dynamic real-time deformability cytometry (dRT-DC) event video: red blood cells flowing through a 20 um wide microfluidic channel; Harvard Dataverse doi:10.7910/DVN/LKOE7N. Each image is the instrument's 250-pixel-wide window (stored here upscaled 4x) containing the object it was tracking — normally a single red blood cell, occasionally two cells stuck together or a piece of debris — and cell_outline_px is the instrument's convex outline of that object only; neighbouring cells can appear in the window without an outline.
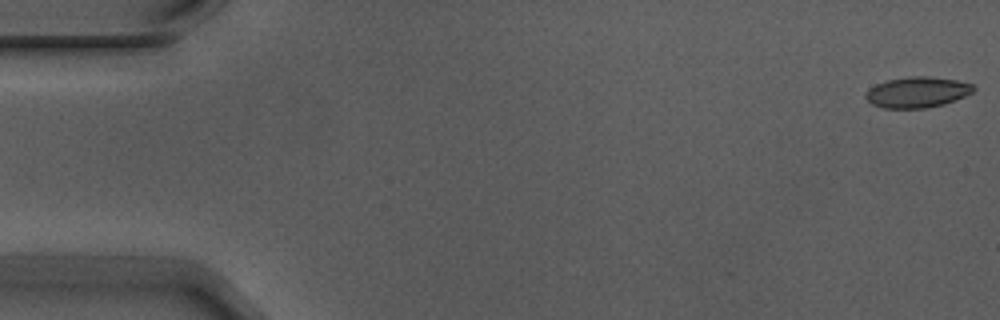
{"species": "Egyptian fruit bat (a non-hibernating species)", "species_latin": "Rousettus aegyptiacus", "temperature_condition": "warm", "stored_images_in_passage": 3, "camera_frame_rate_fps": 3000, "um_per_image_px": 0.085, "animal": {"sex": "male"}, "frame": {"image": 1, "passage_image": 1, "time_ms": 0.0, "image_size_px": [1000, 320], "cell_outline_px": [[976, 88], [972, 92], [956, 100], [944, 104], [928, 108], [884, 108], [872, 104], [864, 96], [864, 92], [868, 88], [876, 84], [888, 80], [912, 76], [928, 76], [956, 80], [972, 84]], "centroid_in_image_um": [77.95, 7.84], "position_along_channel_um": 7.1, "area_um2": 19.36}}